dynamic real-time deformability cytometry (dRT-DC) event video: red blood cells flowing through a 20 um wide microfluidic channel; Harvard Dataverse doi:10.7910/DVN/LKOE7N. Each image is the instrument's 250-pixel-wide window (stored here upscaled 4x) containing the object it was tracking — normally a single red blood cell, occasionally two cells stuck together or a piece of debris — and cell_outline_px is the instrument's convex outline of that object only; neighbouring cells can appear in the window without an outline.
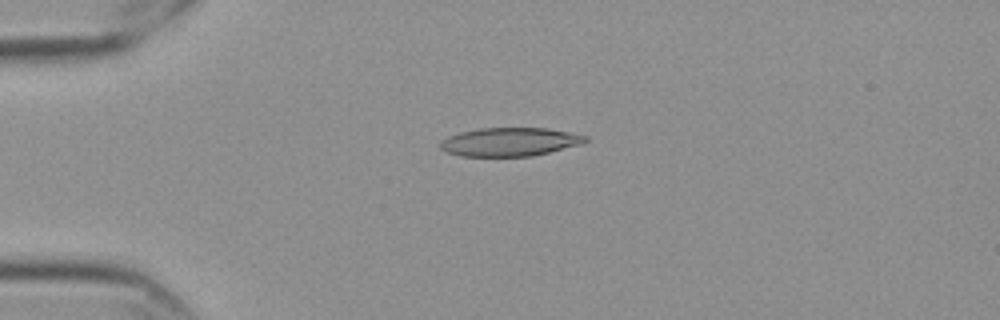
{"species": "Egyptian fruit bat (a non-hibernating species)", "species_latin": "Rousettus aegyptiacus", "temperature_condition": "cold", "stored_images_in_passage": 53, "camera_frame_rate_fps": 3000, "um_per_image_px": 0.085, "frame": {"image": 1, "passage_image": 10, "time_ms": 3.0, "image_size_px": [1000, 320], "cell_outline_px": [[588, 140], [580, 144], [532, 156], [460, 156], [448, 152], [440, 148], [440, 140], [448, 136], [460, 132], [480, 128], [548, 128], [588, 136]], "centroid_in_image_um": [43.3, 12.05], "position_along_channel_um": 41.7, "area_um2": 23.99}}
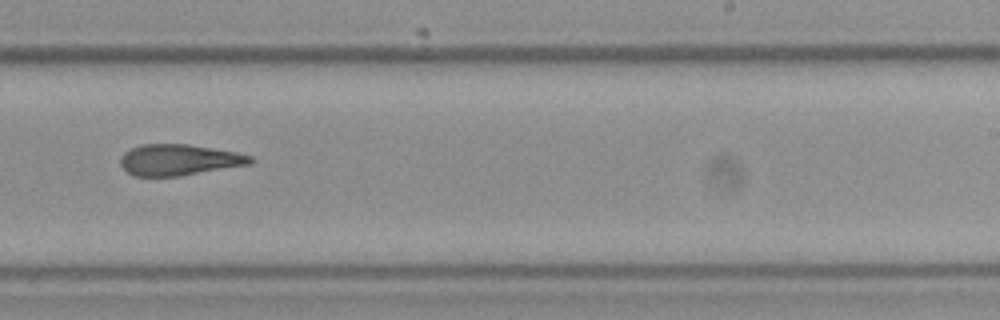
{"frame": {"image": 2, "passage_image": 32, "time_ms": 10.333, "image_size_px": [1000, 320], "cell_outline_px": [[252, 160], [248, 164], [180, 176], [136, 176], [128, 172], [120, 164], [120, 156], [124, 152], [140, 144], [188, 144], [236, 152], [252, 156]], "centroid_in_image_um": [15.17, 13.58], "position_along_channel_um": 273.8, "area_um2": 23.29}}
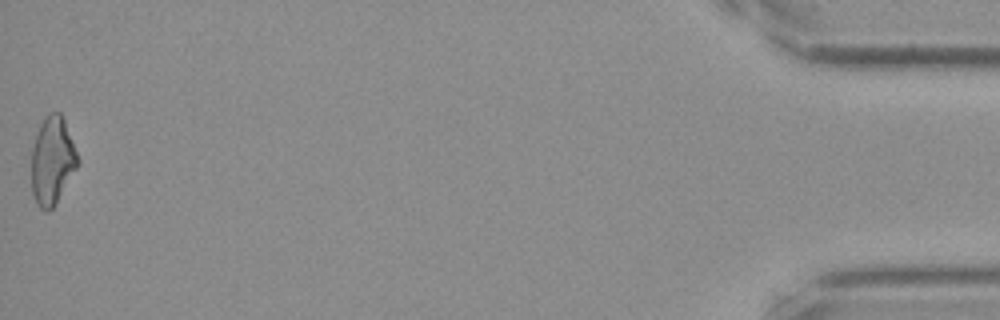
{"frame": {"image": 3, "passage_image": 53, "time_ms": 17.333, "image_size_px": [1000, 320], "cell_outline_px": [[80, 164], [56, 204], [48, 212], [44, 212], [36, 204], [32, 192], [32, 148], [40, 124], [44, 116], [48, 112], [60, 112], [64, 120], [80, 160]], "centroid_in_image_um": [4.46, 13.69], "position_along_channel_um": 430.7, "area_um2": 23.93}, "authors_computed_cell_mechanics": {"area_um2": 23.9292, "velocity_mm_per_s": 3.5535, "shape_relaxation_time_tau1_ms": null, "shape_relaxation_time_tau2_ms": 8.4667, "deformation_change_tau1": null, "deformation_change_tau2": 0.2017}}